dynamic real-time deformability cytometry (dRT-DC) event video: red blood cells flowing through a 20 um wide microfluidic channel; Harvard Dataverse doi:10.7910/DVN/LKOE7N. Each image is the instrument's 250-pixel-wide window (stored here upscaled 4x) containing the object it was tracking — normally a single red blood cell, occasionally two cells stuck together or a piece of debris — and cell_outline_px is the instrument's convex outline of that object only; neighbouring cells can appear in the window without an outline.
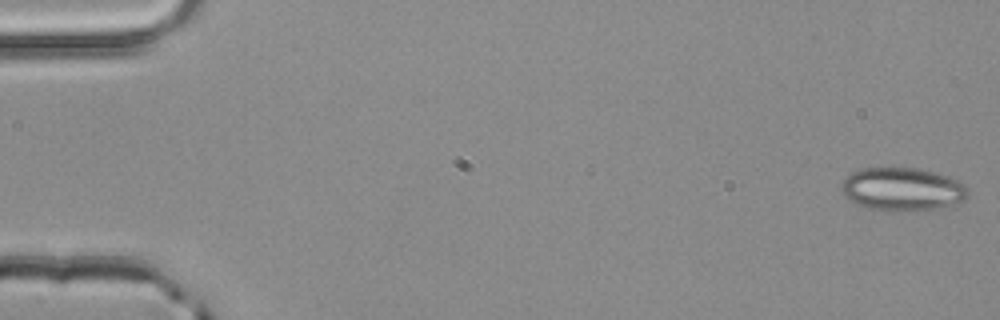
{"species": "common noctule bat (a hibernating species)", "species_latin": "Nyctalus noctula", "temperature_condition": "room temperature", "stored_images_in_passage": 50, "camera_frame_rate_fps": 3000, "um_per_image_px": 0.085, "animal": {"sex": "male", "body_mass_g": 20.4}, "frame": {"image": 1, "passage_image": 1, "time_ms": 0.0, "image_size_px": [1000, 320], "cell_outline_px": [[968, 196], [964, 200], [940, 208], [868, 208], [856, 204], [844, 196], [840, 188], [840, 184], [852, 172], [864, 168], [916, 168], [932, 172], [956, 180], [964, 184], [968, 188]], "centroid_in_image_um": [76.67, 16.04], "position_along_channel_um": 8.3, "area_um2": 30.69}}
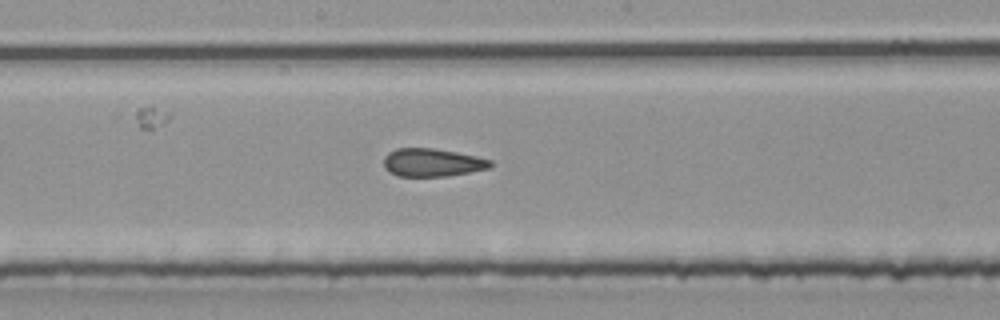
{"frame": {"image": 2, "passage_image": 28, "time_ms": 9.0, "image_size_px": [1000, 320], "cell_outline_px": [[492, 168], [444, 176], [396, 176], [388, 172], [384, 168], [384, 156], [388, 152], [396, 148], [432, 148], [456, 152], [476, 156], [492, 160]], "centroid_in_image_um": [36.71, 13.81], "position_along_channel_um": 211.5, "area_um2": 17.51}}
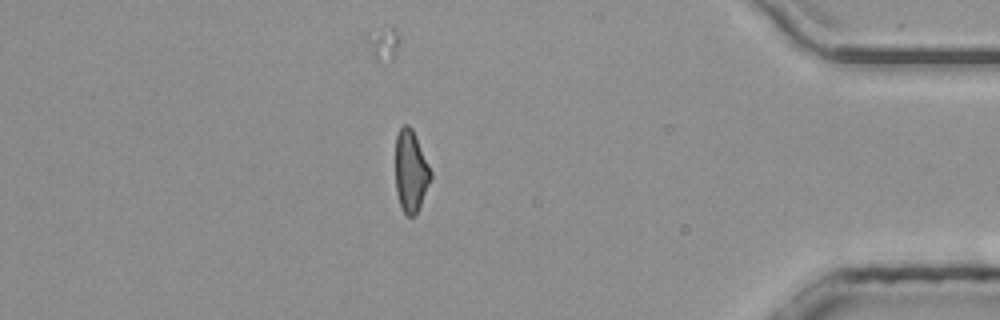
{"frame": {"image": 3, "passage_image": 45, "time_ms": 14.667, "image_size_px": [1000, 320], "cell_outline_px": [[432, 180], [416, 212], [412, 216], [408, 216], [404, 212], [400, 204], [396, 192], [396, 136], [400, 128], [404, 124], [408, 124], [412, 128], [416, 136], [432, 172]], "centroid_in_image_um": [34.93, 14.52], "position_along_channel_um": 400.3, "area_um2": 16.7}, "authors_computed_cell_mechanics": {"area_um2": 18.207, "velocity_mm_per_s": 4.0493, "shape_relaxation_time_tau1_ms": null, "shape_relaxation_time_tau2_ms": 2.2286, "deformation_change_tau1": null, "deformation_change_tau2": 0.1197}}